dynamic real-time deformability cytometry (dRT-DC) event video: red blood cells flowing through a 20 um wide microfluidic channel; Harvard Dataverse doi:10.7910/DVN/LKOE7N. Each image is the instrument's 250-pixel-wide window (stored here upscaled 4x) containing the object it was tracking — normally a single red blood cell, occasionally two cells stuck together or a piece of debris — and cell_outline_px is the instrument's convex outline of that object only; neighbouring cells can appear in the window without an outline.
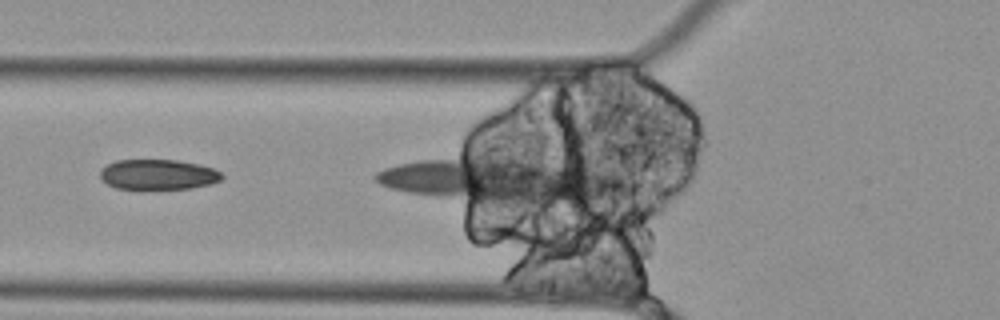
{"species": "Egyptian fruit bat (a non-hibernating species)", "species_latin": "Rousettus aegyptiacus", "temperature_condition": "cold", "stored_images_in_passage": 4, "camera_frame_rate_fps": 3000, "um_per_image_px": 0.085, "animal": {"sex": "female"}, "frame": {"image": 1, "passage_image": 3, "time_ms": 0.667, "image_size_px": [1000, 320], "cell_outline_px": [[224, 176], [220, 180], [212, 184], [192, 188], [140, 192], [116, 188], [100, 180], [100, 168], [116, 160], [176, 160], [200, 164], [212, 168], [220, 172]], "centroid_in_image_um": [13.39, 14.88], "position_along_channel_um": 112.4, "area_um2": 22.48}}